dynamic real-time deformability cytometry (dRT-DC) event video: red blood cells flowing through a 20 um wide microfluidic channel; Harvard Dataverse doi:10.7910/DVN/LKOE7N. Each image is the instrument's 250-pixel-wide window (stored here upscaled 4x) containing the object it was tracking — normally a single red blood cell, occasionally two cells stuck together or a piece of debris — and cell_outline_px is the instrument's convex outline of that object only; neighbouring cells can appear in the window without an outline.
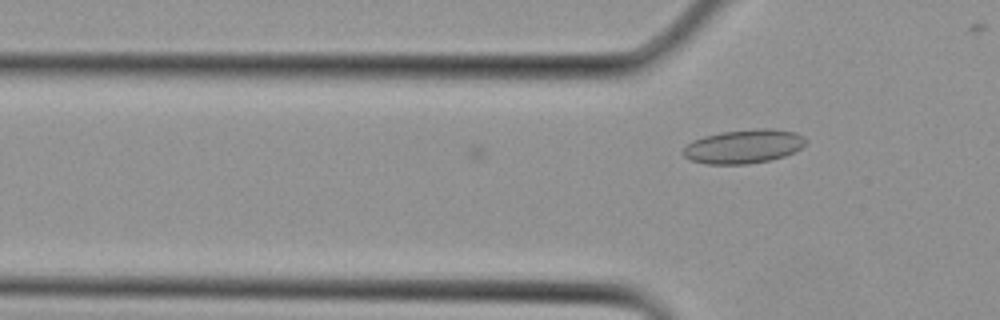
{"species": "Egyptian fruit bat (a non-hibernating species)", "species_latin": "Rousettus aegyptiacus", "temperature_condition": "cold", "stored_images_in_passage": 2, "camera_frame_rate_fps": 3000, "um_per_image_px": 0.085, "animal": {"sex": "female"}, "frame": {"image": 1, "passage_image": 2, "time_ms": 0.333, "image_size_px": [1000, 320], "cell_outline_px": [[808, 140], [800, 148], [784, 156], [768, 160], [748, 164], [704, 164], [688, 160], [680, 152], [692, 140], [704, 136], [720, 132], [756, 128], [772, 128], [796, 132], [804, 136]], "centroid_in_image_um": [63.18, 12.44], "position_along_channel_um": 62.6, "area_um2": 24.45}}